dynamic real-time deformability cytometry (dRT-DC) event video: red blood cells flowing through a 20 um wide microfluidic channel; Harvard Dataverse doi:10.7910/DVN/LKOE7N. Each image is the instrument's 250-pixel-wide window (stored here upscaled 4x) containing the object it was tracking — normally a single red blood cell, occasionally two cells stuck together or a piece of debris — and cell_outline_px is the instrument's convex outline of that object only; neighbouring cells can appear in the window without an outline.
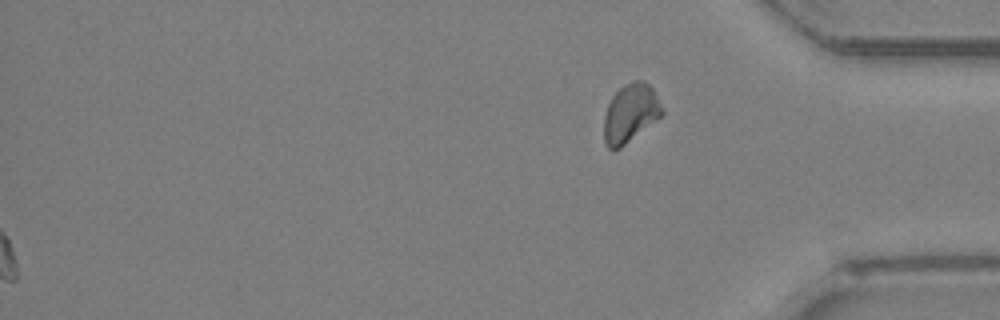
{"species": "Egyptian fruit bat (a non-hibernating species)", "species_latin": "Rousettus aegyptiacus", "temperature_condition": "room temperature", "stored_images_in_passage": 32, "segment_of_instrument_passage": [2, 2], "camera_frame_rate_fps": 3000, "um_per_image_px": 0.085, "animal": {"sex": "female"}, "frame": {"image": 1, "passage_image": 32, "time_ms": 10.333, "image_size_px": [1000, 320], "cell_outline_px": [[664, 112], [660, 116], [620, 148], [608, 148], [604, 140], [604, 116], [608, 104], [612, 96], [624, 84], [632, 80], [644, 80], [652, 88]], "centroid_in_image_um": [53.56, 9.59], "position_along_channel_um": 381.6, "area_um2": 19.36}}